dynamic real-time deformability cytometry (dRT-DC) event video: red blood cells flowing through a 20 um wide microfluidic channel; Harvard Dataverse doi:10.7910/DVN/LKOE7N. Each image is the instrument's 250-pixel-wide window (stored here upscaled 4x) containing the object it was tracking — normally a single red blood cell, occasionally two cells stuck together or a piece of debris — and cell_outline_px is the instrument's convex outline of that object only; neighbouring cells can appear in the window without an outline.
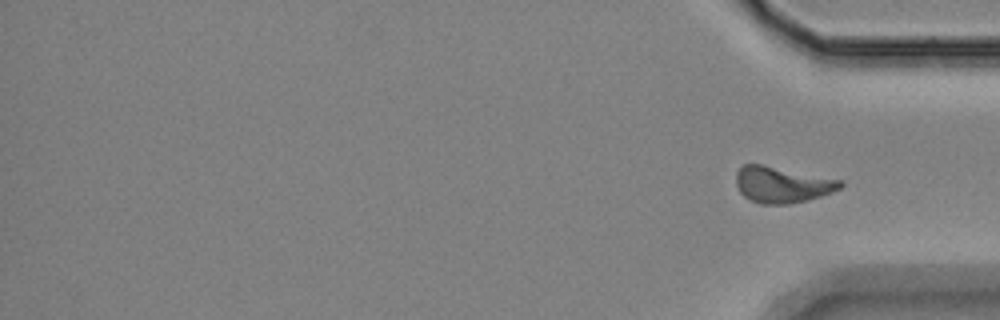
{"species": "Egyptian fruit bat (a non-hibernating species)", "species_latin": "Rousettus aegyptiacus", "temperature_condition": "room temperature", "stored_images_in_passage": 15, "segment_of_instrument_passage": [2, 2], "camera_frame_rate_fps": 3000, "um_per_image_px": 0.085, "animal": {"sex": "female"}, "frame": {"image": 1, "passage_image": 15, "time_ms": 18.667, "image_size_px": [1000, 320], "cell_outline_px": [[844, 184], [840, 188], [832, 192], [808, 200], [788, 204], [760, 204], [748, 200], [740, 192], [736, 184], [736, 172], [744, 164], [760, 164], [840, 180]], "centroid_in_image_um": [66.43, 15.71], "position_along_channel_um": 368.8, "area_um2": 21.73}}